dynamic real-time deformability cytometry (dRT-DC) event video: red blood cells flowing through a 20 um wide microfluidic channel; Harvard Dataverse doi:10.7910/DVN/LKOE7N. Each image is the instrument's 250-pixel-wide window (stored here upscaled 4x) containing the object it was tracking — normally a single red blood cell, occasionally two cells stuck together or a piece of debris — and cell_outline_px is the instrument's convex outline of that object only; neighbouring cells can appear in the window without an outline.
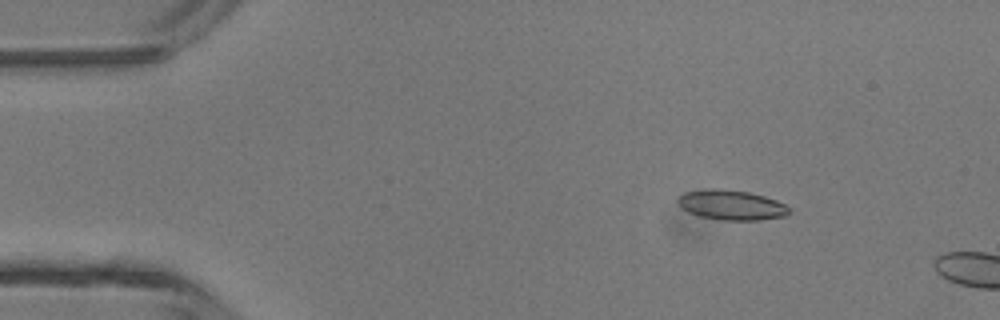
{"species": "common noctule bat (a hibernating species)", "species_latin": "Nyctalus noctula", "temperature_condition": "room temperature", "stored_images_in_passage": 3, "camera_frame_rate_fps": 3000, "um_per_image_px": 0.085, "animal": {"sex": "male", "body_mass_g": 13.3}, "frame": {"image": 1, "passage_image": 2, "time_ms": 0.333, "image_size_px": [1000, 320], "cell_outline_px": [[792, 212], [784, 216], [760, 220], [724, 220], [700, 216], [688, 212], [680, 208], [676, 200], [684, 192], [712, 188], [716, 188], [748, 192], [764, 196], [776, 200], [792, 208]], "centroid_in_image_um": [62.18, 17.43], "position_along_channel_um": 22.8, "area_um2": 19.48}}